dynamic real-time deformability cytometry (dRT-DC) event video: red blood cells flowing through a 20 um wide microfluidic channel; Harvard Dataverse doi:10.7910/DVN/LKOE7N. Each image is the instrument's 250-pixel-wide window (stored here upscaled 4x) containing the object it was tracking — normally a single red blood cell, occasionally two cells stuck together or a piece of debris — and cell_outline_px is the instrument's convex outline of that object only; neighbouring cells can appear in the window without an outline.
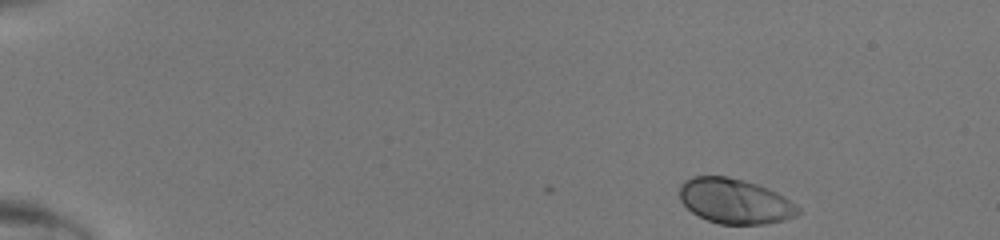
{"species": "human", "species_latin": "Homo sapiens", "temperature_condition": "room temperature", "stored_images_in_passage": 42, "camera_frame_rate_fps": 3000, "um_per_image_px": 0.085, "donor": {"sex": "male"}, "frame": {"image": 1, "passage_image": 1, "time_ms": 0.0, "image_size_px": [1000, 240], "cell_outline_px": [[800, 212], [796, 216], [784, 220], [764, 224], [720, 224], [708, 220], [692, 212], [680, 200], [680, 184], [684, 180], [692, 176], [728, 176], [756, 184], [776, 192], [796, 204], [800, 208]], "centroid_in_image_um": [62.46, 17.1], "position_along_channel_um": 22.5, "area_um2": 30.98}}
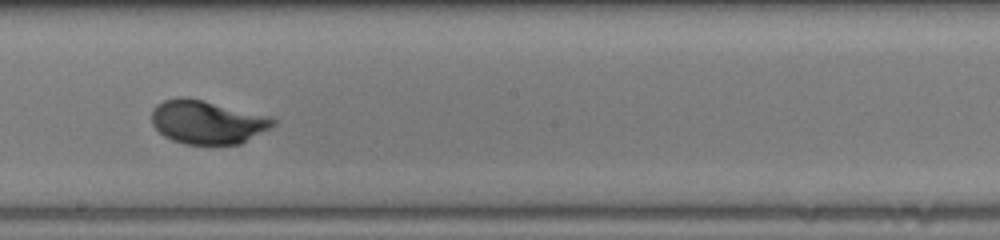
{"frame": {"image": 2, "passage_image": 24, "time_ms": 7.667, "image_size_px": [1000, 240], "cell_outline_px": [[276, 124], [240, 144], [184, 144], [172, 140], [164, 136], [152, 124], [152, 108], [156, 104], [164, 100], [180, 96], [184, 96], [204, 100], [272, 116], [276, 120]], "centroid_in_image_um": [17.61, 10.36], "position_along_channel_um": 230.6, "area_um2": 30.98}}
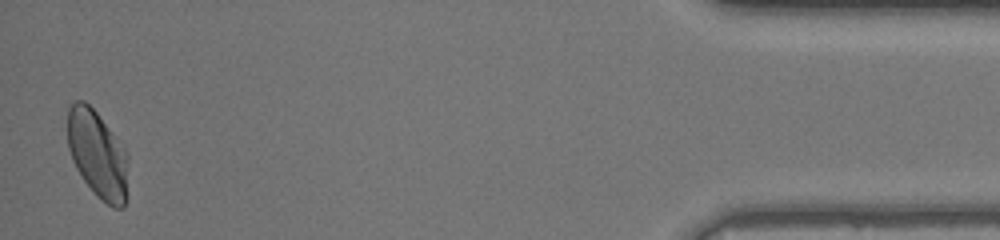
{"frame": {"image": 3, "passage_image": 42, "time_ms": 13.667, "image_size_px": [1000, 240], "cell_outline_px": [[128, 156], [124, 208], [112, 208], [96, 196], [92, 192], [76, 168], [72, 160], [68, 148], [68, 108], [76, 100], [84, 100], [96, 112], [128, 152]], "centroid_in_image_um": [8.28, 13.13], "position_along_channel_um": 426.9, "area_um2": 30.75}}